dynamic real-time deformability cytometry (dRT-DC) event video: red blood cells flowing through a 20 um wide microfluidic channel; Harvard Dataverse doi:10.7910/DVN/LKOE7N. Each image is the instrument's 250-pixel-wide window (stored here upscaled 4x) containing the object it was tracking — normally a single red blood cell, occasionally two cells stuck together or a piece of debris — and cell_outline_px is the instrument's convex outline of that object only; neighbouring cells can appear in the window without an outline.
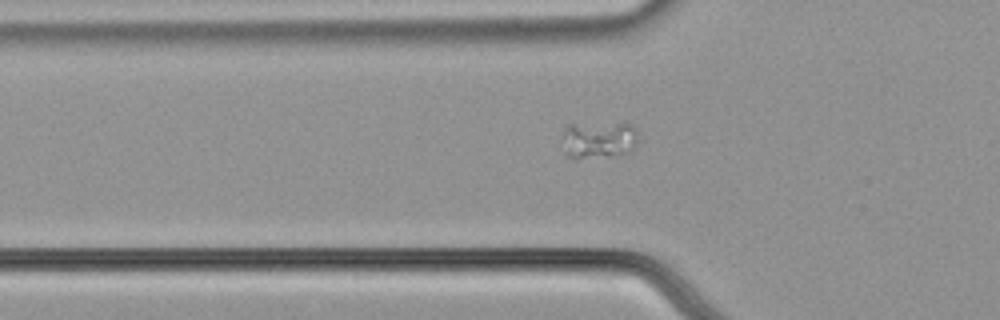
{"species": "common noctule bat (a hibernating species)", "species_latin": "Nyctalus noctula", "temperature_condition": "cold", "stored_images_in_passage": 42, "segment_of_instrument_passage": [1, 2], "camera_frame_rate_fps": 3000, "um_per_image_px": 0.085, "animal": {"sex": "male", "body_mass_g": 21.5, "forearm_length_mm": 52.0}, "frame": {"image": 1, "passage_image": 7, "time_ms": 2.0, "image_size_px": [1000, 320], "cell_outline_px": [[640, 140], [628, 152], [612, 156], [568, 156], [564, 152], [560, 136], [564, 124], [632, 124], [636, 128]], "centroid_in_image_um": [50.86, 11.85], "position_along_channel_um": 74.9, "area_um2": 16.47}}
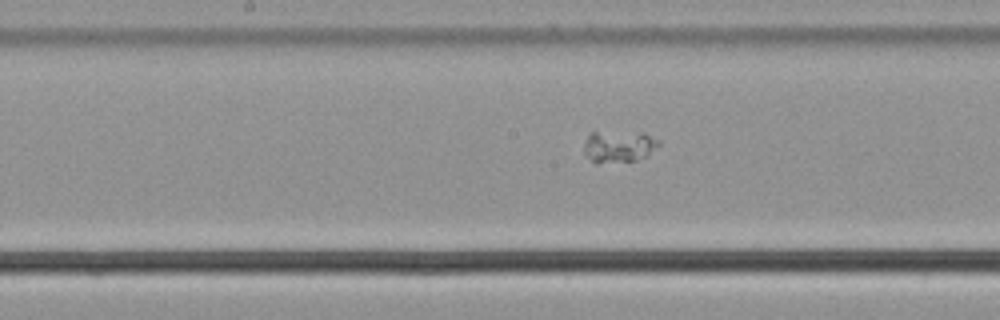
{"frame": {"image": 2, "passage_image": 17, "time_ms": 5.333, "image_size_px": [1000, 320], "cell_outline_px": [[660, 144], [644, 156], [636, 160], [596, 164], [584, 156], [584, 144], [588, 132], [644, 132], [660, 140]], "centroid_in_image_um": [52.54, 12.44], "position_along_channel_um": 195.7, "area_um2": 14.05}}
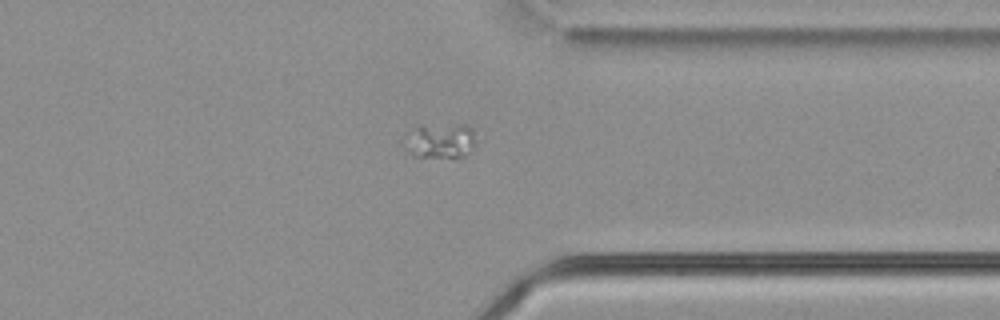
{"frame": {"image": 3, "passage_image": 32, "time_ms": 10.333, "image_size_px": [1000, 320], "cell_outline_px": [[476, 144], [464, 156], [412, 156], [400, 144], [420, 124], [468, 124], [472, 128], [476, 140]], "centroid_in_image_um": [37.42, 11.93], "position_along_channel_um": 374.0, "area_um2": 14.74}}